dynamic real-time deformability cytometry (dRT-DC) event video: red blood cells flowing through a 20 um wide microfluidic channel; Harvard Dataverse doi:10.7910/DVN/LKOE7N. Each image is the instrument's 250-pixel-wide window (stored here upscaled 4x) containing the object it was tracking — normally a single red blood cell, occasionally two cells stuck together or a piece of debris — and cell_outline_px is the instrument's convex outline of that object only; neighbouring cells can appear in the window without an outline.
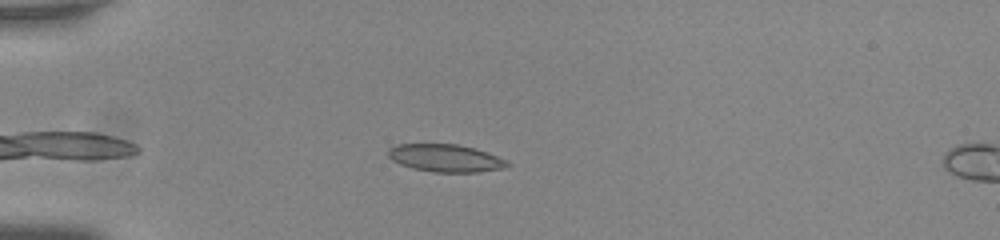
{"species": "common noctule bat (a hibernating species)", "species_latin": "Nyctalus noctula", "temperature_condition": "room temperature", "stored_images_in_passage": 6, "camera_frame_rate_fps": 3000, "um_per_image_px": 0.085, "animal": {"sex": "male", "body_mass_g": 20.0, "forearm_length_mm": 53.3}, "frame": {"image": 1, "passage_image": 3, "time_ms": 0.667, "image_size_px": [1000, 240], "cell_outline_px": [[512, 164], [504, 168], [476, 172], [432, 172], [412, 168], [400, 164], [392, 160], [388, 156], [388, 148], [396, 144], [456, 144], [488, 152], [508, 160]], "centroid_in_image_um": [37.87, 13.44], "position_along_channel_um": 47.1, "area_um2": 19.25}}